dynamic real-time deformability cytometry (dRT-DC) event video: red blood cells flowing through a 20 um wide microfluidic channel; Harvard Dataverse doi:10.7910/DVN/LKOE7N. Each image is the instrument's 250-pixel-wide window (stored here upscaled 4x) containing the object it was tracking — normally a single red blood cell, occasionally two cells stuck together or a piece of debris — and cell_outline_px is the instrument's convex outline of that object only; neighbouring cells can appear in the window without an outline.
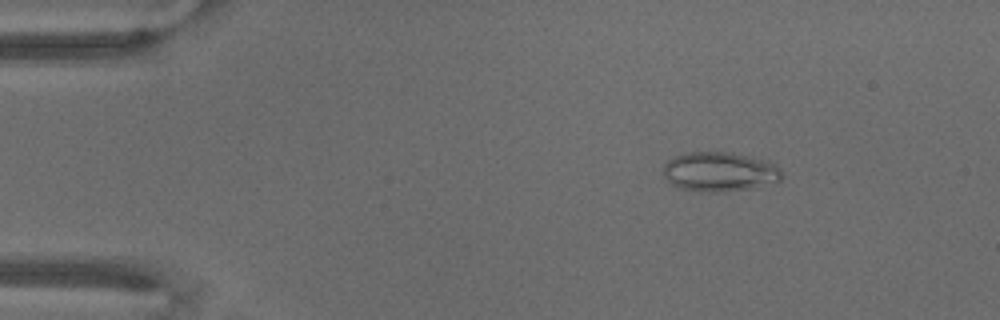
{"species": "common noctule bat (a hibernating species)", "species_latin": "Nyctalus noctula", "temperature_condition": "warm", "stored_images_in_passage": 66, "camera_frame_rate_fps": 3000, "um_per_image_px": 0.085, "animal": {"sex": "male", "body_mass_g": 18.8}, "frame": {"image": 1, "passage_image": 7, "time_ms": 2.0, "image_size_px": [1000, 320], "cell_outline_px": [[784, 176], [780, 180], [748, 188], [724, 192], [708, 192], [680, 188], [672, 184], [664, 176], [664, 164], [672, 156], [688, 152], [732, 152], [768, 160], [776, 164], [780, 168]], "centroid_in_image_um": [61.17, 14.57], "position_along_channel_um": 23.8, "area_um2": 27.34}}
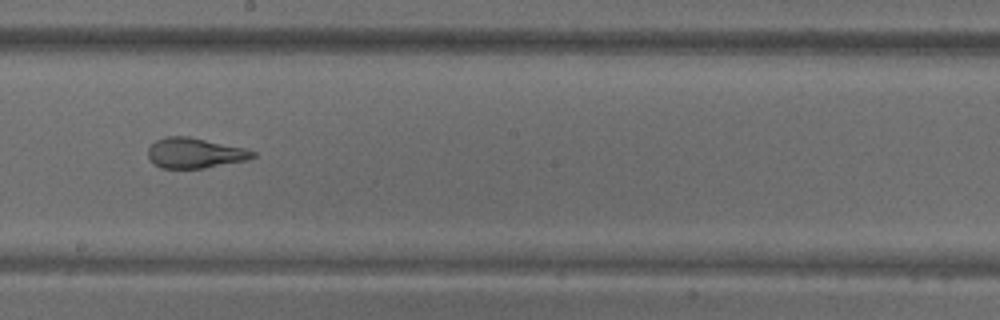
{"frame": {"image": 2, "passage_image": 36, "time_ms": 11.667, "image_size_px": [1000, 320], "cell_outline_px": [[256, 156], [248, 160], [204, 168], [160, 168], [148, 156], [148, 148], [156, 140], [164, 136], [188, 136], [244, 148], [256, 152]], "centroid_in_image_um": [16.57, 13.0], "position_along_channel_um": 231.6, "area_um2": 18.38}}
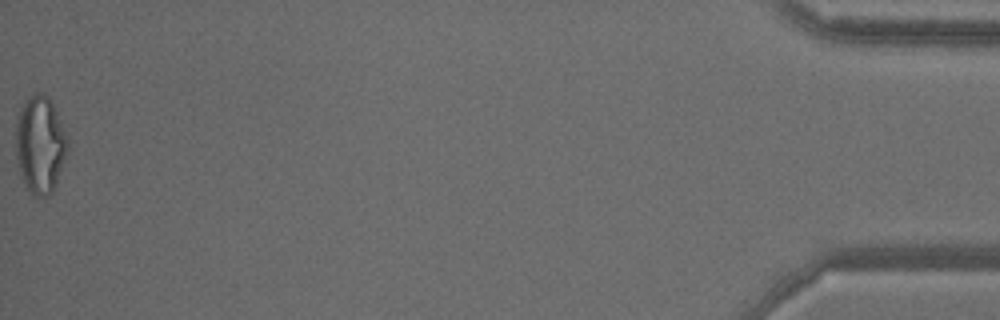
{"frame": {"image": 3, "passage_image": 66, "time_ms": 21.667, "image_size_px": [1000, 320], "cell_outline_px": [[68, 152], [56, 184], [52, 192], [48, 196], [36, 196], [24, 184], [20, 176], [16, 160], [16, 120], [20, 108], [28, 96], [40, 92], [44, 92], [48, 96], [68, 136]], "centroid_in_image_um": [3.41, 12.28], "position_along_channel_um": 431.8, "area_um2": 29.65}}